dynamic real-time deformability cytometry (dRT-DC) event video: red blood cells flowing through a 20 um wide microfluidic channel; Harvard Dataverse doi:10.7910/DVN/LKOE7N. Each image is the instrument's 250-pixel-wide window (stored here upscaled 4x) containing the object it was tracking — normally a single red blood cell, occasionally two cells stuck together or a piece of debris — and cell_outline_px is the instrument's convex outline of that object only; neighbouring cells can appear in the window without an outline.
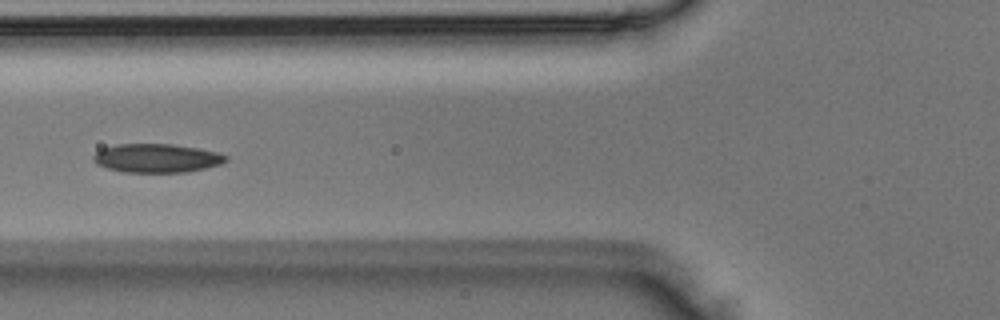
{"species": "Egyptian fruit bat (a non-hibernating species)", "species_latin": "Rousettus aegyptiacus", "temperature_condition": "room temperature", "stored_images_in_passage": 7, "camera_frame_rate_fps": 3000, "um_per_image_px": 0.085, "animal": {"sex": "male"}, "frame": {"image": 1, "passage_image": 6, "time_ms": 1.667, "image_size_px": [1000, 320], "cell_outline_px": [[228, 160], [220, 164], [188, 172], [124, 172], [108, 168], [96, 164], [92, 160], [92, 156], [100, 148], [116, 144], [172, 144], [196, 148], [216, 152], [228, 156]], "centroid_in_image_um": [13.28, 13.44], "position_along_channel_um": 112.5, "area_um2": 22.2}}